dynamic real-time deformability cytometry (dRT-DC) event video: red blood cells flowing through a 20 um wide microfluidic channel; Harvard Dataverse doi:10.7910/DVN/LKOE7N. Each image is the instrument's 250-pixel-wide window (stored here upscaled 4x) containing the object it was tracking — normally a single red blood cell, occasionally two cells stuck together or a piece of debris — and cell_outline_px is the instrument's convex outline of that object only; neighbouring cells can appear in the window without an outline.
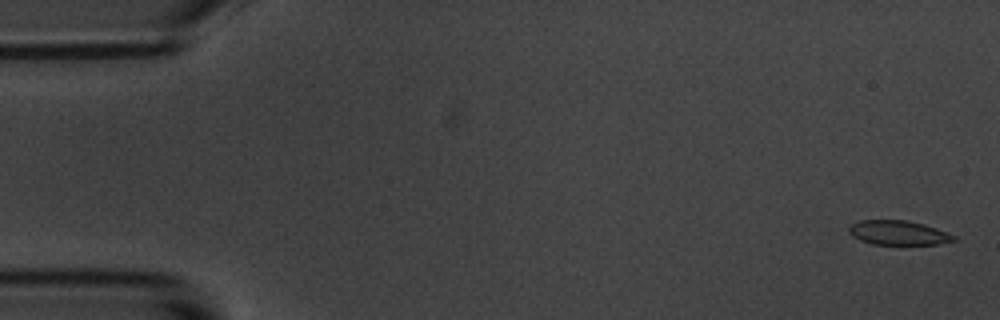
{"species": "common noctule bat (a hibernating species)", "species_latin": "Nyctalus noctula", "temperature_condition": "room temperature", "stored_images_in_passage": 15, "camera_frame_rate_fps": 3000, "um_per_image_px": 0.085, "animal": {"sex": "male", "body_mass_g": 20.1, "forearm_length_mm": 53.5}, "frame": {"image": 1, "passage_image": 1, "time_ms": 0.0, "image_size_px": [1000, 320], "cell_outline_px": [[956, 240], [940, 244], [872, 244], [860, 240], [852, 236], [848, 232], [848, 228], [852, 224], [860, 220], [908, 220], [924, 224], [936, 228], [956, 236]], "centroid_in_image_um": [76.35, 19.78], "position_along_channel_um": 8.6, "area_um2": 14.91}}
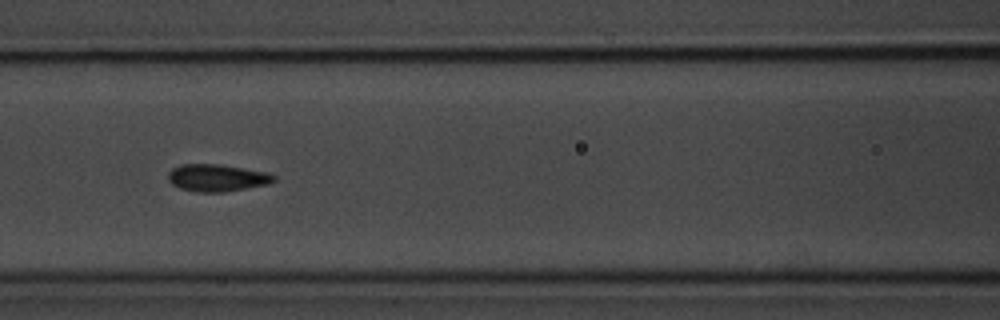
{"frame": {"image": 2, "passage_image": 7, "time_ms": 7.667, "image_size_px": [1000, 320], "cell_outline_px": [[276, 180], [268, 184], [224, 192], [196, 192], [180, 188], [172, 184], [168, 180], [168, 172], [172, 168], [180, 164], [220, 164], [268, 172], [276, 176]], "centroid_in_image_um": [18.44, 15.11], "position_along_channel_um": 148.2, "area_um2": 16.88}}
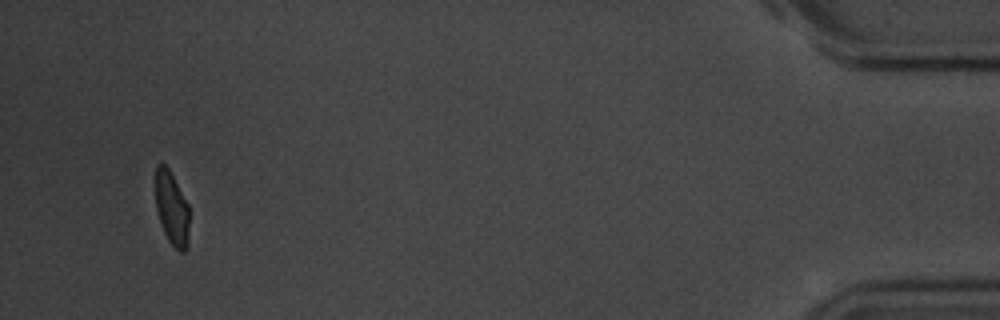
{"frame": {"image": 3, "passage_image": 15, "time_ms": 17.667, "image_size_px": [1000, 320], "cell_outline_px": [[188, 248], [184, 252], [180, 252], [168, 240], [164, 232], [156, 208], [156, 164], [164, 164], [168, 168], [188, 204]], "centroid_in_image_um": [14.61, 17.74], "position_along_channel_um": 420.6, "area_um2": 14.22}, "authors_computed_cell_mechanics": {"area_um2": 16.0684, "velocity_mm_per_s": 3.5202, "shape_relaxation_time_tau1_ms": 3.0421, "shape_relaxation_time_tau2_ms": 2.5331, "deformation_change_tau1": 0.111, "deformation_change_tau2": 0.0495}}